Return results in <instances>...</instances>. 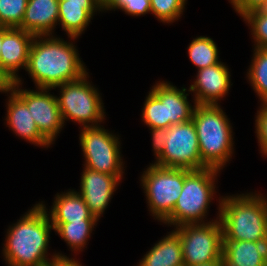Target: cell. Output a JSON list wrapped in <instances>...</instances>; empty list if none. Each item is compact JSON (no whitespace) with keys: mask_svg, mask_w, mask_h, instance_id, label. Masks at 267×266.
<instances>
[{"mask_svg":"<svg viewBox=\"0 0 267 266\" xmlns=\"http://www.w3.org/2000/svg\"><path fill=\"white\" fill-rule=\"evenodd\" d=\"M75 258L70 257H57V265L58 266H83L82 263Z\"/></svg>","mask_w":267,"mask_h":266,"instance_id":"obj_33","label":"cell"},{"mask_svg":"<svg viewBox=\"0 0 267 266\" xmlns=\"http://www.w3.org/2000/svg\"><path fill=\"white\" fill-rule=\"evenodd\" d=\"M51 230L54 228L46 209L36 203L15 224L9 225L2 248L5 264L40 266L57 257H68L56 251L48 253Z\"/></svg>","mask_w":267,"mask_h":266,"instance_id":"obj_2","label":"cell"},{"mask_svg":"<svg viewBox=\"0 0 267 266\" xmlns=\"http://www.w3.org/2000/svg\"><path fill=\"white\" fill-rule=\"evenodd\" d=\"M187 50L189 59L197 70L220 62L217 44L210 37L198 36L193 38Z\"/></svg>","mask_w":267,"mask_h":266,"instance_id":"obj_24","label":"cell"},{"mask_svg":"<svg viewBox=\"0 0 267 266\" xmlns=\"http://www.w3.org/2000/svg\"><path fill=\"white\" fill-rule=\"evenodd\" d=\"M229 2L241 17L250 11L267 8V0H229Z\"/></svg>","mask_w":267,"mask_h":266,"instance_id":"obj_31","label":"cell"},{"mask_svg":"<svg viewBox=\"0 0 267 266\" xmlns=\"http://www.w3.org/2000/svg\"><path fill=\"white\" fill-rule=\"evenodd\" d=\"M39 203L46 209L51 224L70 223L81 220H97L91 214L82 196L75 191V189L57 193L54 196V201L49 211L43 201Z\"/></svg>","mask_w":267,"mask_h":266,"instance_id":"obj_18","label":"cell"},{"mask_svg":"<svg viewBox=\"0 0 267 266\" xmlns=\"http://www.w3.org/2000/svg\"><path fill=\"white\" fill-rule=\"evenodd\" d=\"M150 91L161 101L165 102L166 129L171 125L182 124L192 120L196 107L195 101H188L189 89L177 88L171 82L157 81ZM188 91V93H186Z\"/></svg>","mask_w":267,"mask_h":266,"instance_id":"obj_16","label":"cell"},{"mask_svg":"<svg viewBox=\"0 0 267 266\" xmlns=\"http://www.w3.org/2000/svg\"><path fill=\"white\" fill-rule=\"evenodd\" d=\"M67 3H75V4H101L98 0H67Z\"/></svg>","mask_w":267,"mask_h":266,"instance_id":"obj_34","label":"cell"},{"mask_svg":"<svg viewBox=\"0 0 267 266\" xmlns=\"http://www.w3.org/2000/svg\"><path fill=\"white\" fill-rule=\"evenodd\" d=\"M1 46H2V27H0V57H1Z\"/></svg>","mask_w":267,"mask_h":266,"instance_id":"obj_38","label":"cell"},{"mask_svg":"<svg viewBox=\"0 0 267 266\" xmlns=\"http://www.w3.org/2000/svg\"><path fill=\"white\" fill-rule=\"evenodd\" d=\"M266 197L256 191L222 196L223 241L267 242Z\"/></svg>","mask_w":267,"mask_h":266,"instance_id":"obj_3","label":"cell"},{"mask_svg":"<svg viewBox=\"0 0 267 266\" xmlns=\"http://www.w3.org/2000/svg\"><path fill=\"white\" fill-rule=\"evenodd\" d=\"M58 19L59 0H28L23 21L18 28L34 36L54 35Z\"/></svg>","mask_w":267,"mask_h":266,"instance_id":"obj_17","label":"cell"},{"mask_svg":"<svg viewBox=\"0 0 267 266\" xmlns=\"http://www.w3.org/2000/svg\"><path fill=\"white\" fill-rule=\"evenodd\" d=\"M195 266H224V262L223 261H212L209 263H204V264L195 265Z\"/></svg>","mask_w":267,"mask_h":266,"instance_id":"obj_35","label":"cell"},{"mask_svg":"<svg viewBox=\"0 0 267 266\" xmlns=\"http://www.w3.org/2000/svg\"><path fill=\"white\" fill-rule=\"evenodd\" d=\"M82 171L80 190L77 192L82 196L91 214L99 221L121 181L116 176L86 167H83Z\"/></svg>","mask_w":267,"mask_h":266,"instance_id":"obj_13","label":"cell"},{"mask_svg":"<svg viewBox=\"0 0 267 266\" xmlns=\"http://www.w3.org/2000/svg\"><path fill=\"white\" fill-rule=\"evenodd\" d=\"M28 0H0V27L18 28L24 18Z\"/></svg>","mask_w":267,"mask_h":266,"instance_id":"obj_28","label":"cell"},{"mask_svg":"<svg viewBox=\"0 0 267 266\" xmlns=\"http://www.w3.org/2000/svg\"><path fill=\"white\" fill-rule=\"evenodd\" d=\"M189 87L196 104L218 105L228 95L231 87V73L223 62L200 69Z\"/></svg>","mask_w":267,"mask_h":266,"instance_id":"obj_14","label":"cell"},{"mask_svg":"<svg viewBox=\"0 0 267 266\" xmlns=\"http://www.w3.org/2000/svg\"><path fill=\"white\" fill-rule=\"evenodd\" d=\"M91 83L87 72L79 79L53 88H59L58 90H60L57 101L64 125L65 121L71 120L78 123L82 128L93 127L99 126L106 120V112L100 92Z\"/></svg>","mask_w":267,"mask_h":266,"instance_id":"obj_6","label":"cell"},{"mask_svg":"<svg viewBox=\"0 0 267 266\" xmlns=\"http://www.w3.org/2000/svg\"><path fill=\"white\" fill-rule=\"evenodd\" d=\"M98 220H81L70 223L52 224L54 232L64 240L73 253L82 252L84 247L87 248L88 239L97 226Z\"/></svg>","mask_w":267,"mask_h":266,"instance_id":"obj_22","label":"cell"},{"mask_svg":"<svg viewBox=\"0 0 267 266\" xmlns=\"http://www.w3.org/2000/svg\"><path fill=\"white\" fill-rule=\"evenodd\" d=\"M22 77L8 86L26 103L40 134L53 145L64 123L58 106L57 95H52V89L36 88L22 89Z\"/></svg>","mask_w":267,"mask_h":266,"instance_id":"obj_11","label":"cell"},{"mask_svg":"<svg viewBox=\"0 0 267 266\" xmlns=\"http://www.w3.org/2000/svg\"><path fill=\"white\" fill-rule=\"evenodd\" d=\"M40 266H58L57 265V258H55L54 260L48 262V263H45V264H42Z\"/></svg>","mask_w":267,"mask_h":266,"instance_id":"obj_37","label":"cell"},{"mask_svg":"<svg viewBox=\"0 0 267 266\" xmlns=\"http://www.w3.org/2000/svg\"><path fill=\"white\" fill-rule=\"evenodd\" d=\"M224 266H266L267 242L223 241Z\"/></svg>","mask_w":267,"mask_h":266,"instance_id":"obj_19","label":"cell"},{"mask_svg":"<svg viewBox=\"0 0 267 266\" xmlns=\"http://www.w3.org/2000/svg\"><path fill=\"white\" fill-rule=\"evenodd\" d=\"M151 14L160 22L172 24L184 14L187 0H150Z\"/></svg>","mask_w":267,"mask_h":266,"instance_id":"obj_26","label":"cell"},{"mask_svg":"<svg viewBox=\"0 0 267 266\" xmlns=\"http://www.w3.org/2000/svg\"><path fill=\"white\" fill-rule=\"evenodd\" d=\"M143 256L136 266H184L179 236L172 230Z\"/></svg>","mask_w":267,"mask_h":266,"instance_id":"obj_21","label":"cell"},{"mask_svg":"<svg viewBox=\"0 0 267 266\" xmlns=\"http://www.w3.org/2000/svg\"><path fill=\"white\" fill-rule=\"evenodd\" d=\"M152 137V150L154 151L155 159L162 153L166 139L168 138V129L166 128H149Z\"/></svg>","mask_w":267,"mask_h":266,"instance_id":"obj_32","label":"cell"},{"mask_svg":"<svg viewBox=\"0 0 267 266\" xmlns=\"http://www.w3.org/2000/svg\"><path fill=\"white\" fill-rule=\"evenodd\" d=\"M242 18L251 30L254 48H267V8L250 11Z\"/></svg>","mask_w":267,"mask_h":266,"instance_id":"obj_27","label":"cell"},{"mask_svg":"<svg viewBox=\"0 0 267 266\" xmlns=\"http://www.w3.org/2000/svg\"><path fill=\"white\" fill-rule=\"evenodd\" d=\"M192 120L202 163L222 170L234 154V134L229 118L219 104H197Z\"/></svg>","mask_w":267,"mask_h":266,"instance_id":"obj_4","label":"cell"},{"mask_svg":"<svg viewBox=\"0 0 267 266\" xmlns=\"http://www.w3.org/2000/svg\"><path fill=\"white\" fill-rule=\"evenodd\" d=\"M103 6L109 1V0H98Z\"/></svg>","mask_w":267,"mask_h":266,"instance_id":"obj_39","label":"cell"},{"mask_svg":"<svg viewBox=\"0 0 267 266\" xmlns=\"http://www.w3.org/2000/svg\"><path fill=\"white\" fill-rule=\"evenodd\" d=\"M253 49V56L246 78L259 97L260 103H267V48Z\"/></svg>","mask_w":267,"mask_h":266,"instance_id":"obj_23","label":"cell"},{"mask_svg":"<svg viewBox=\"0 0 267 266\" xmlns=\"http://www.w3.org/2000/svg\"><path fill=\"white\" fill-rule=\"evenodd\" d=\"M154 164L187 170L206 168L202 163L193 120L168 128V138L162 153Z\"/></svg>","mask_w":267,"mask_h":266,"instance_id":"obj_10","label":"cell"},{"mask_svg":"<svg viewBox=\"0 0 267 266\" xmlns=\"http://www.w3.org/2000/svg\"><path fill=\"white\" fill-rule=\"evenodd\" d=\"M97 11L104 12L102 4H75L59 0L58 24H61L68 38H78L85 32Z\"/></svg>","mask_w":267,"mask_h":266,"instance_id":"obj_20","label":"cell"},{"mask_svg":"<svg viewBox=\"0 0 267 266\" xmlns=\"http://www.w3.org/2000/svg\"><path fill=\"white\" fill-rule=\"evenodd\" d=\"M140 181L150 215L162 223L172 213L182 192L184 169L150 163Z\"/></svg>","mask_w":267,"mask_h":266,"instance_id":"obj_8","label":"cell"},{"mask_svg":"<svg viewBox=\"0 0 267 266\" xmlns=\"http://www.w3.org/2000/svg\"><path fill=\"white\" fill-rule=\"evenodd\" d=\"M3 93L9 94L5 106V120L9 130L35 146L50 147L51 144L40 134L26 103L9 86Z\"/></svg>","mask_w":267,"mask_h":266,"instance_id":"obj_15","label":"cell"},{"mask_svg":"<svg viewBox=\"0 0 267 266\" xmlns=\"http://www.w3.org/2000/svg\"><path fill=\"white\" fill-rule=\"evenodd\" d=\"M221 171L206 167L184 169V186L172 213L162 222L174 228L185 224L205 223L216 194V180ZM206 219V220H205Z\"/></svg>","mask_w":267,"mask_h":266,"instance_id":"obj_5","label":"cell"},{"mask_svg":"<svg viewBox=\"0 0 267 266\" xmlns=\"http://www.w3.org/2000/svg\"><path fill=\"white\" fill-rule=\"evenodd\" d=\"M8 87V83L4 80V78L0 75V92L3 93L4 90Z\"/></svg>","mask_w":267,"mask_h":266,"instance_id":"obj_36","label":"cell"},{"mask_svg":"<svg viewBox=\"0 0 267 266\" xmlns=\"http://www.w3.org/2000/svg\"><path fill=\"white\" fill-rule=\"evenodd\" d=\"M85 159L84 167L123 179L124 164L119 135L105 129L103 125L83 127L79 135ZM124 170V171H123Z\"/></svg>","mask_w":267,"mask_h":266,"instance_id":"obj_9","label":"cell"},{"mask_svg":"<svg viewBox=\"0 0 267 266\" xmlns=\"http://www.w3.org/2000/svg\"><path fill=\"white\" fill-rule=\"evenodd\" d=\"M122 10L127 15L141 16L151 13L150 0H109L104 6L103 11Z\"/></svg>","mask_w":267,"mask_h":266,"instance_id":"obj_29","label":"cell"},{"mask_svg":"<svg viewBox=\"0 0 267 266\" xmlns=\"http://www.w3.org/2000/svg\"><path fill=\"white\" fill-rule=\"evenodd\" d=\"M216 219L205 223L185 224L174 228L182 246L184 266L223 261V230L219 220L220 201Z\"/></svg>","mask_w":267,"mask_h":266,"instance_id":"obj_7","label":"cell"},{"mask_svg":"<svg viewBox=\"0 0 267 266\" xmlns=\"http://www.w3.org/2000/svg\"><path fill=\"white\" fill-rule=\"evenodd\" d=\"M141 117L149 128H166L165 102H161L149 91L144 101Z\"/></svg>","mask_w":267,"mask_h":266,"instance_id":"obj_25","label":"cell"},{"mask_svg":"<svg viewBox=\"0 0 267 266\" xmlns=\"http://www.w3.org/2000/svg\"><path fill=\"white\" fill-rule=\"evenodd\" d=\"M255 117V133L262 156L267 157V103H261Z\"/></svg>","mask_w":267,"mask_h":266,"instance_id":"obj_30","label":"cell"},{"mask_svg":"<svg viewBox=\"0 0 267 266\" xmlns=\"http://www.w3.org/2000/svg\"><path fill=\"white\" fill-rule=\"evenodd\" d=\"M34 37L20 28L2 27L0 75L8 84L19 79L20 69L26 70Z\"/></svg>","mask_w":267,"mask_h":266,"instance_id":"obj_12","label":"cell"},{"mask_svg":"<svg viewBox=\"0 0 267 266\" xmlns=\"http://www.w3.org/2000/svg\"><path fill=\"white\" fill-rule=\"evenodd\" d=\"M54 35L35 36L29 51L26 72L35 88L53 89L66 82L79 79L87 73L78 49L73 44Z\"/></svg>","mask_w":267,"mask_h":266,"instance_id":"obj_1","label":"cell"}]
</instances>
